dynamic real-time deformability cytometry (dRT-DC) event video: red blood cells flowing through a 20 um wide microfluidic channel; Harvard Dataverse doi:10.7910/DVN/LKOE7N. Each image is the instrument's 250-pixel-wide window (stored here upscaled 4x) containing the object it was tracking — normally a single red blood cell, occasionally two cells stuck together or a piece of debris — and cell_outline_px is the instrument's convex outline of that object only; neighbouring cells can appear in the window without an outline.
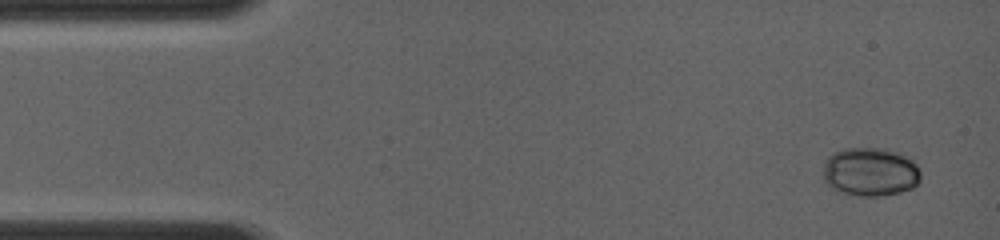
{"species": "common noctule bat (a hibernating species)", "species_latin": "Nyctalus noctula", "temperature_condition": "room temperature", "stored_images_in_passage": 15, "camera_frame_rate_fps": 4000, "um_per_image_px": 0.085, "animal": {"sex": "female", "body_mass_g": 19.0, "forearm_length_mm": 56.7}, "frame": {"image": 1, "passage_image": 1, "time_ms": 0.0, "image_size_px": [1000, 240], "cell_outline_px": [[920, 180], [912, 188], [900, 192], [880, 196], [860, 196], [836, 192], [824, 180], [824, 160], [832, 152], [844, 148], [884, 148], [900, 152], [912, 160], [916, 164], [920, 172]], "centroid_in_image_um": [73.96, 14.6], "position_along_channel_um": 11.0, "area_um2": 28.03}}
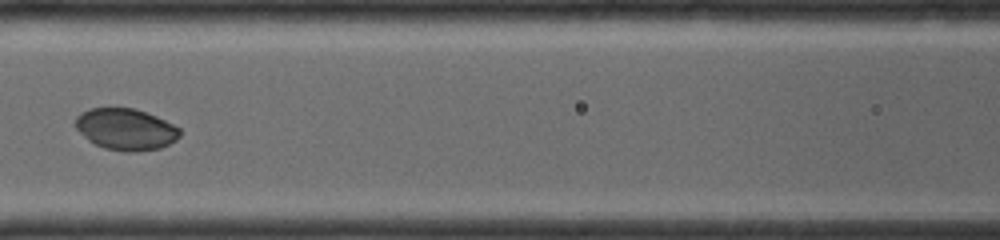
{"frame": {"image": 2, "passage_image": 10, "time_ms": 5.75, "image_size_px": [1000, 240], "cell_outline_px": [[180, 136], [176, 140], [160, 148], [136, 152], [128, 152], [104, 148], [88, 140], [76, 128], [76, 116], [80, 112], [88, 108], [132, 108], [156, 116], [180, 128]], "centroid_in_image_um": [10.68, 10.99], "position_along_channel_um": 155.9, "area_um2": 25.14}}
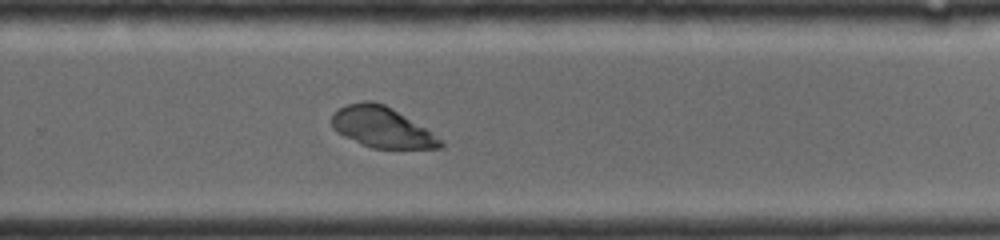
{"frame": {"image": 3, "passage_image": 15, "time_ms": 9.0, "image_size_px": [1000, 240], "cell_outline_px": [[444, 144], [440, 148], [372, 148], [344, 136], [336, 132], [332, 128], [332, 112], [348, 104], [364, 100], [372, 100], [384, 104], [392, 108], [424, 128], [440, 140]], "centroid_in_image_um": [32.39, 10.8], "position_along_channel_um": 297.4, "area_um2": 25.26}}